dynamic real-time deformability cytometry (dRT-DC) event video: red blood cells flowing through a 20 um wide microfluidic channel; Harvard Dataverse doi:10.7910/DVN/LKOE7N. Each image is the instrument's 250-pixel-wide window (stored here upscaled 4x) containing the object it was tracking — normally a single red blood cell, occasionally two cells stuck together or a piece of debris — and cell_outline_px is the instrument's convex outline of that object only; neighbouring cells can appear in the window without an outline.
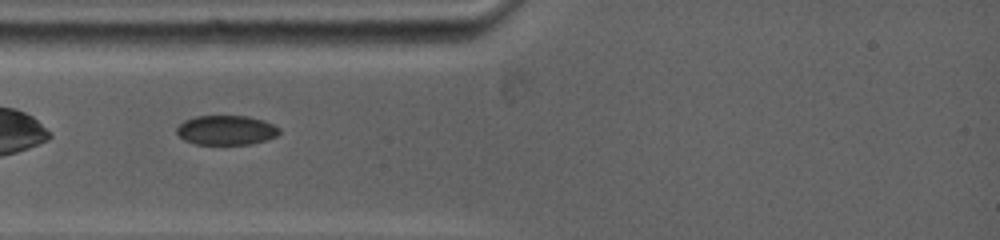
{"species": "common noctule bat (a hibernating species)", "species_latin": "Nyctalus noctula", "temperature_condition": "warm", "stored_images_in_passage": 39, "camera_frame_rate_fps": 5000, "um_per_image_px": 0.085, "animal": {"sex": "female", "body_mass_g": 19.0, "forearm_length_mm": 53.3}, "frame": {"image": 1, "passage_image": 1, "time_ms": 0.0, "image_size_px": [1000, 240], "cell_outline_px": [[280, 132], [276, 136], [264, 140], [248, 144], [196, 144], [184, 140], [176, 132], [176, 128], [184, 120], [196, 116], [248, 116], [264, 120], [280, 128]], "centroid_in_image_um": [19.22, 11.05], "position_along_channel_um": 65.8, "area_um2": 17.57}}
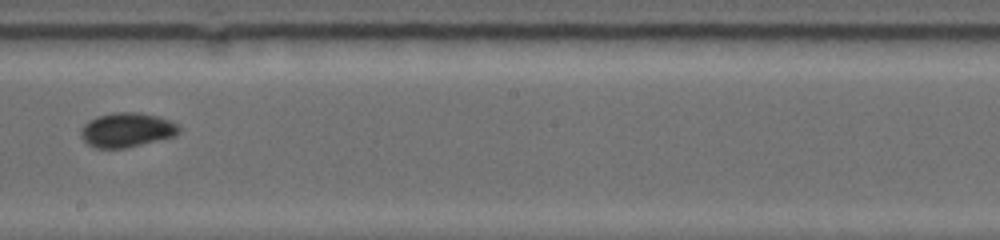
{"frame": {"image": 2, "passage_image": 17, "time_ms": 4.4, "image_size_px": [1000, 240], "cell_outline_px": [[180, 132], [176, 136], [124, 148], [96, 148], [88, 144], [80, 136], [80, 128], [88, 120], [96, 116], [112, 112], [140, 112], [172, 120], [180, 128]], "centroid_in_image_um": [10.76, 11.03], "position_along_channel_um": 237.4, "area_um2": 19.88}}
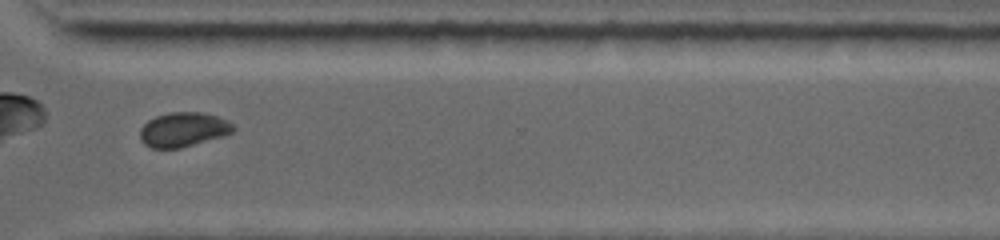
{"frame": {"image": 3, "passage_image": 28, "time_ms": 7.4, "image_size_px": [1000, 240], "cell_outline_px": [[236, 128], [232, 132], [224, 136], [180, 148], [152, 148], [144, 144], [140, 140], [140, 128], [148, 120], [156, 116], [168, 112], [200, 112], [216, 116], [232, 124]], "centroid_in_image_um": [15.55, 11.02], "position_along_channel_um": 355.1, "area_um2": 18.67}}